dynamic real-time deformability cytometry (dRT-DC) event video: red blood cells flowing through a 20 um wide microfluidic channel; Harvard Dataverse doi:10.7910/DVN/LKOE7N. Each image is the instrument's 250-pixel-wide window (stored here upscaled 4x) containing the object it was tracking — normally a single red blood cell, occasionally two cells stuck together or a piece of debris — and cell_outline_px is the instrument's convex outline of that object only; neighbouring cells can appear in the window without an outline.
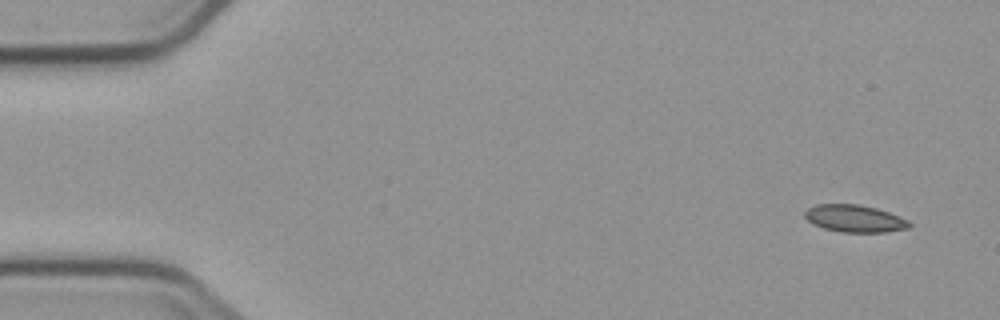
{"species": "common noctule bat (a hibernating species)", "species_latin": "Nyctalus noctula", "temperature_condition": "cold", "stored_images_in_passage": 6, "camera_frame_rate_fps": 3000, "um_per_image_px": 0.085, "animal": {"sex": "male", "body_mass_g": 23.1, "forearm_length_mm": 52.7}, "frame": {"image": 1, "passage_image": 1, "time_ms": 0.0, "image_size_px": [1000, 320], "cell_outline_px": [[912, 224], [908, 228], [884, 232], [840, 232], [824, 228], [812, 224], [804, 216], [804, 212], [808, 208], [816, 204], [860, 204], [876, 208], [900, 216], [908, 220]], "centroid_in_image_um": [72.63, 18.57], "position_along_channel_um": 12.4, "area_um2": 16.65}}
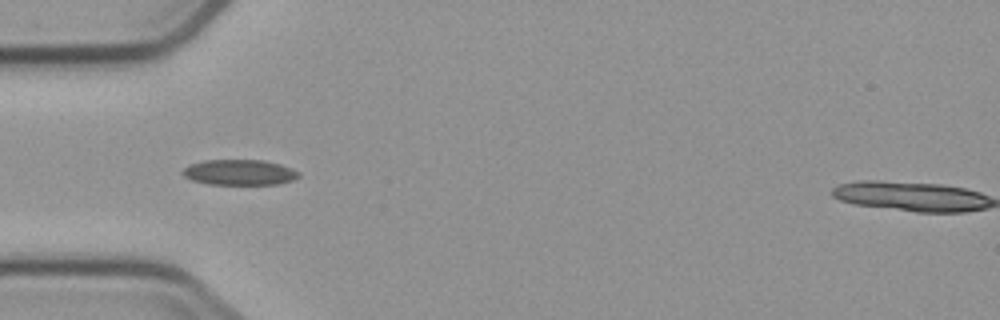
{"frame": {"image": 2, "passage_image": 5, "time_ms": 4.667, "image_size_px": [1000, 320], "cell_outline_px": [[300, 176], [292, 180], [280, 184], [208, 184], [192, 180], [184, 176], [180, 172], [184, 168], [192, 164], [204, 160], [264, 160], [280, 164], [292, 168], [300, 172]], "centroid_in_image_um": [20.37, 14.65], "position_along_channel_um": 64.6, "area_um2": 17.28}}
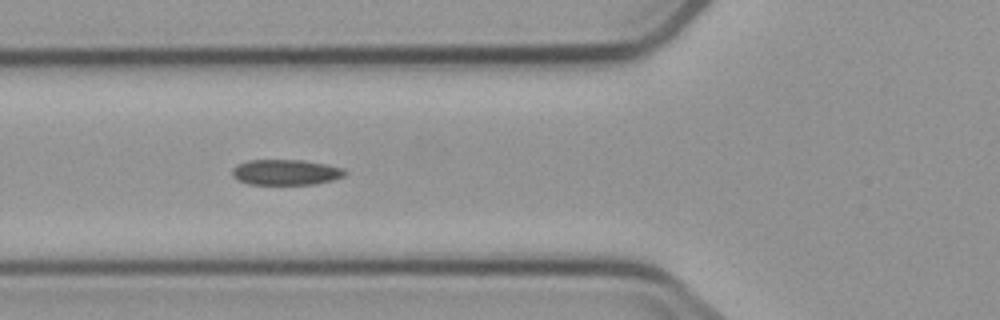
{"frame": {"image": 3, "passage_image": 6, "time_ms": 5.667, "image_size_px": [1000, 320], "cell_outline_px": [[348, 172], [344, 176], [332, 180], [312, 184], [248, 184], [236, 180], [232, 176], [232, 168], [236, 164], [248, 160], [304, 160], [344, 168]], "centroid_in_image_um": [24.26, 14.64], "position_along_channel_um": 101.5, "area_um2": 16.88}}